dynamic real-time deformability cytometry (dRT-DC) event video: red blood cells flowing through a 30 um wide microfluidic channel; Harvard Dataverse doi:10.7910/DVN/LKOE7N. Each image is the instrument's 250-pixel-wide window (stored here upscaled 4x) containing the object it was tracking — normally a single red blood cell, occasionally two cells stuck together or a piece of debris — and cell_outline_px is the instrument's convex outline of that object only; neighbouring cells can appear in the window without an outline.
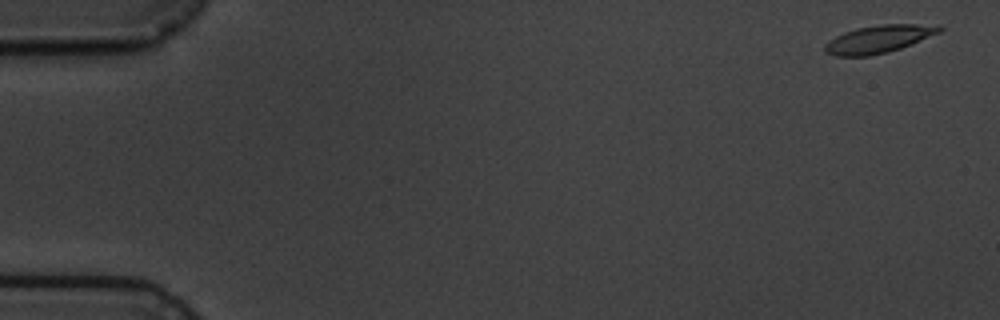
{"species": "common noctule bat (a hibernating species)", "species_latin": "Nyctalus noctula", "temperature_condition": "cold", "stored_images_in_passage": 4, "camera_frame_rate_fps": 3000, "um_per_image_px": 0.085, "animal": {"sex": "male", "body_mass_g": 19.5, "forearm_length_mm": 54.6}, "frame": {"image": 1, "passage_image": 1, "time_ms": 0.0, "image_size_px": [1000, 320], "cell_outline_px": [[944, 28], [940, 32], [900, 48], [888, 52], [868, 56], [836, 56], [824, 52], [824, 44], [828, 40], [844, 32], [856, 28], [880, 24], [940, 24]], "centroid_in_image_um": [74.68, 3.31], "position_along_channel_um": 10.3, "area_um2": 18.55}}